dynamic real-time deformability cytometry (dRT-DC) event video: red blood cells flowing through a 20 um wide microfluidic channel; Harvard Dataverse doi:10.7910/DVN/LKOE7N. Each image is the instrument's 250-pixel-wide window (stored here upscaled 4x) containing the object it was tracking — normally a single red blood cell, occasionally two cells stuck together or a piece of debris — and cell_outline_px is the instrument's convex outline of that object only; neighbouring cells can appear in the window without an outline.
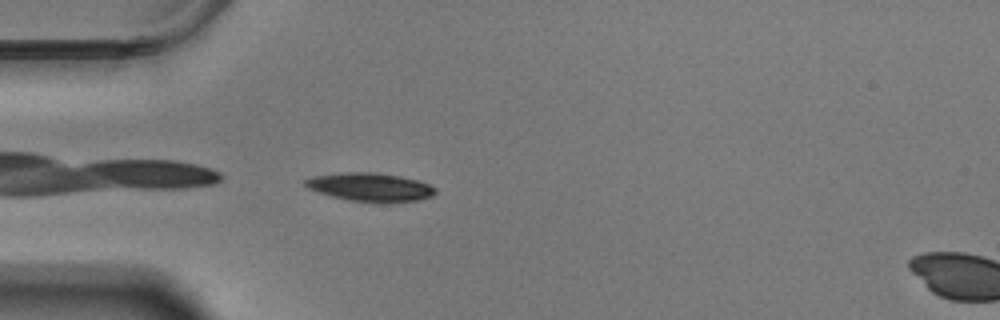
{"species": "Egyptian fruit bat (a non-hibernating species)", "species_latin": "Rousettus aegyptiacus", "temperature_condition": "warm", "stored_images_in_passage": 42, "camera_frame_rate_fps": 3000, "um_per_image_px": 0.085, "animal": {"sex": "male"}, "frame": {"image": 1, "passage_image": 1, "time_ms": 0.0, "image_size_px": [1000, 320], "cell_outline_px": [[436, 192], [432, 196], [416, 200], [388, 204], [376, 204], [348, 200], [332, 196], [308, 188], [304, 184], [304, 180], [312, 176], [348, 172], [376, 172], [400, 176], [416, 180], [428, 184], [436, 188]], "centroid_in_image_um": [31.49, 15.93], "position_along_channel_um": 53.5, "area_um2": 21.85}}
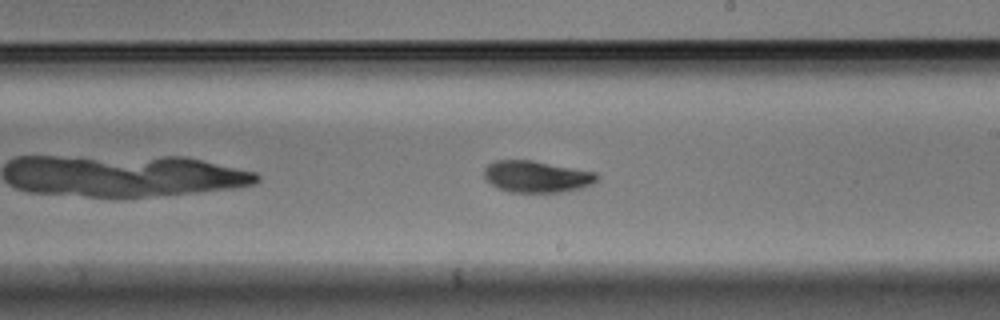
{"frame": {"image": 2, "passage_image": 18, "time_ms": 5.667, "image_size_px": [1000, 320], "cell_outline_px": [[600, 176], [592, 184], [584, 188], [564, 192], [508, 192], [496, 188], [484, 176], [484, 168], [488, 164], [496, 160], [532, 160], [596, 172]], "centroid_in_image_um": [45.63, 15.02], "position_along_channel_um": 243.4, "area_um2": 20.98}}
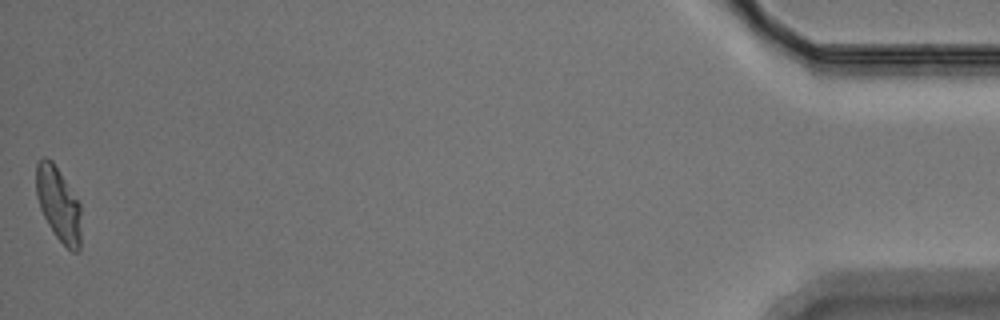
{"frame": {"image": 3, "passage_image": 42, "time_ms": 13.667, "image_size_px": [1000, 320], "cell_outline_px": [[80, 248], [76, 252], [72, 252], [52, 232], [40, 208], [36, 196], [36, 164], [44, 156], [52, 160], [80, 204]], "centroid_in_image_um": [4.95, 17.35], "position_along_channel_um": 430.2, "area_um2": 19.19}, "authors_computed_cell_mechanics": {"area_um2": 20.808, "velocity_mm_per_s": 3.4946, "shape_relaxation_time_tau1_ms": 4.4978, "shape_relaxation_time_tau2_ms": 4.277, "deformation_change_tau1": 0.142, "deformation_change_tau2": 0.0993}}